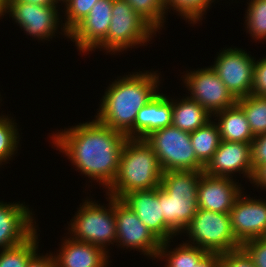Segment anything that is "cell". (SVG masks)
<instances>
[{"label":"cell","mask_w":266,"mask_h":267,"mask_svg":"<svg viewBox=\"0 0 266 267\" xmlns=\"http://www.w3.org/2000/svg\"><path fill=\"white\" fill-rule=\"evenodd\" d=\"M127 136L97 120L53 135V144L69 157L85 176L108 188L114 181Z\"/></svg>","instance_id":"obj_1"},{"label":"cell","mask_w":266,"mask_h":267,"mask_svg":"<svg viewBox=\"0 0 266 267\" xmlns=\"http://www.w3.org/2000/svg\"><path fill=\"white\" fill-rule=\"evenodd\" d=\"M148 73L137 72L115 80L105 91L96 120L134 138L138 111L157 95L159 75Z\"/></svg>","instance_id":"obj_2"},{"label":"cell","mask_w":266,"mask_h":267,"mask_svg":"<svg viewBox=\"0 0 266 267\" xmlns=\"http://www.w3.org/2000/svg\"><path fill=\"white\" fill-rule=\"evenodd\" d=\"M162 174L158 157L145 139L127 138L108 196L121 199L133 191L157 188Z\"/></svg>","instance_id":"obj_3"},{"label":"cell","mask_w":266,"mask_h":267,"mask_svg":"<svg viewBox=\"0 0 266 267\" xmlns=\"http://www.w3.org/2000/svg\"><path fill=\"white\" fill-rule=\"evenodd\" d=\"M203 171L169 170L163 172L159 202L166 226L175 234L184 231L198 210L197 189Z\"/></svg>","instance_id":"obj_4"},{"label":"cell","mask_w":266,"mask_h":267,"mask_svg":"<svg viewBox=\"0 0 266 267\" xmlns=\"http://www.w3.org/2000/svg\"><path fill=\"white\" fill-rule=\"evenodd\" d=\"M144 139L153 148L163 172L204 171L205 166L196 158L189 132L170 125L151 132Z\"/></svg>","instance_id":"obj_5"},{"label":"cell","mask_w":266,"mask_h":267,"mask_svg":"<svg viewBox=\"0 0 266 267\" xmlns=\"http://www.w3.org/2000/svg\"><path fill=\"white\" fill-rule=\"evenodd\" d=\"M184 230L189 233L193 246L208 253L222 254L241 248L231 227L230 214L198 209Z\"/></svg>","instance_id":"obj_6"},{"label":"cell","mask_w":266,"mask_h":267,"mask_svg":"<svg viewBox=\"0 0 266 267\" xmlns=\"http://www.w3.org/2000/svg\"><path fill=\"white\" fill-rule=\"evenodd\" d=\"M154 31L127 1L113 0L112 18L107 36L97 47H104L107 52H120L149 41Z\"/></svg>","instance_id":"obj_7"},{"label":"cell","mask_w":266,"mask_h":267,"mask_svg":"<svg viewBox=\"0 0 266 267\" xmlns=\"http://www.w3.org/2000/svg\"><path fill=\"white\" fill-rule=\"evenodd\" d=\"M109 200V209L92 201L83 203L70 224V233L74 234L72 239L96 245L103 250H106L107 243L116 242L114 198L109 197Z\"/></svg>","instance_id":"obj_8"},{"label":"cell","mask_w":266,"mask_h":267,"mask_svg":"<svg viewBox=\"0 0 266 267\" xmlns=\"http://www.w3.org/2000/svg\"><path fill=\"white\" fill-rule=\"evenodd\" d=\"M245 52L238 48L223 50L211 66L236 99L252 92L255 60Z\"/></svg>","instance_id":"obj_9"},{"label":"cell","mask_w":266,"mask_h":267,"mask_svg":"<svg viewBox=\"0 0 266 267\" xmlns=\"http://www.w3.org/2000/svg\"><path fill=\"white\" fill-rule=\"evenodd\" d=\"M184 78L185 86L191 93L189 98L198 102L211 115L232 107L237 102L211 66L187 73Z\"/></svg>","instance_id":"obj_10"},{"label":"cell","mask_w":266,"mask_h":267,"mask_svg":"<svg viewBox=\"0 0 266 267\" xmlns=\"http://www.w3.org/2000/svg\"><path fill=\"white\" fill-rule=\"evenodd\" d=\"M116 242L127 248L141 250L144 255L157 258L161 242L121 200L114 198Z\"/></svg>","instance_id":"obj_11"},{"label":"cell","mask_w":266,"mask_h":267,"mask_svg":"<svg viewBox=\"0 0 266 267\" xmlns=\"http://www.w3.org/2000/svg\"><path fill=\"white\" fill-rule=\"evenodd\" d=\"M242 193L230 210L231 227L237 242L266 237V201L246 197Z\"/></svg>","instance_id":"obj_12"},{"label":"cell","mask_w":266,"mask_h":267,"mask_svg":"<svg viewBox=\"0 0 266 267\" xmlns=\"http://www.w3.org/2000/svg\"><path fill=\"white\" fill-rule=\"evenodd\" d=\"M121 200L160 242L170 241L175 235L165 224L162 203L159 202V187L127 193Z\"/></svg>","instance_id":"obj_13"},{"label":"cell","mask_w":266,"mask_h":267,"mask_svg":"<svg viewBox=\"0 0 266 267\" xmlns=\"http://www.w3.org/2000/svg\"><path fill=\"white\" fill-rule=\"evenodd\" d=\"M245 173L251 181L253 176L251 143L221 140L211 160L204 167V173L214 177H229L234 172Z\"/></svg>","instance_id":"obj_14"},{"label":"cell","mask_w":266,"mask_h":267,"mask_svg":"<svg viewBox=\"0 0 266 267\" xmlns=\"http://www.w3.org/2000/svg\"><path fill=\"white\" fill-rule=\"evenodd\" d=\"M57 6L25 2H6V10L27 34L41 39L51 38L59 22Z\"/></svg>","instance_id":"obj_15"},{"label":"cell","mask_w":266,"mask_h":267,"mask_svg":"<svg viewBox=\"0 0 266 267\" xmlns=\"http://www.w3.org/2000/svg\"><path fill=\"white\" fill-rule=\"evenodd\" d=\"M229 177H214L204 172L197 189L198 209L229 214L237 197L243 193Z\"/></svg>","instance_id":"obj_16"},{"label":"cell","mask_w":266,"mask_h":267,"mask_svg":"<svg viewBox=\"0 0 266 267\" xmlns=\"http://www.w3.org/2000/svg\"><path fill=\"white\" fill-rule=\"evenodd\" d=\"M113 0H99L70 33L82 52L92 51L106 38L112 18Z\"/></svg>","instance_id":"obj_17"},{"label":"cell","mask_w":266,"mask_h":267,"mask_svg":"<svg viewBox=\"0 0 266 267\" xmlns=\"http://www.w3.org/2000/svg\"><path fill=\"white\" fill-rule=\"evenodd\" d=\"M33 220L27 206L0 202V247L6 249L28 239L37 230Z\"/></svg>","instance_id":"obj_18"},{"label":"cell","mask_w":266,"mask_h":267,"mask_svg":"<svg viewBox=\"0 0 266 267\" xmlns=\"http://www.w3.org/2000/svg\"><path fill=\"white\" fill-rule=\"evenodd\" d=\"M107 252L70 237L64 241L59 255H55L54 259L57 267H107Z\"/></svg>","instance_id":"obj_19"},{"label":"cell","mask_w":266,"mask_h":267,"mask_svg":"<svg viewBox=\"0 0 266 267\" xmlns=\"http://www.w3.org/2000/svg\"><path fill=\"white\" fill-rule=\"evenodd\" d=\"M170 125L172 101L159 93L138 111L134 123V138L144 139L151 132Z\"/></svg>","instance_id":"obj_20"},{"label":"cell","mask_w":266,"mask_h":267,"mask_svg":"<svg viewBox=\"0 0 266 267\" xmlns=\"http://www.w3.org/2000/svg\"><path fill=\"white\" fill-rule=\"evenodd\" d=\"M221 140L251 143L254 135L250 130L249 122L243 110L235 104L216 113Z\"/></svg>","instance_id":"obj_21"},{"label":"cell","mask_w":266,"mask_h":267,"mask_svg":"<svg viewBox=\"0 0 266 267\" xmlns=\"http://www.w3.org/2000/svg\"><path fill=\"white\" fill-rule=\"evenodd\" d=\"M186 98L178 103L172 100V125L191 133L204 126L212 116L198 102Z\"/></svg>","instance_id":"obj_22"},{"label":"cell","mask_w":266,"mask_h":267,"mask_svg":"<svg viewBox=\"0 0 266 267\" xmlns=\"http://www.w3.org/2000/svg\"><path fill=\"white\" fill-rule=\"evenodd\" d=\"M208 121L204 126L190 133V140L196 158L206 166L221 143L217 123Z\"/></svg>","instance_id":"obj_23"},{"label":"cell","mask_w":266,"mask_h":267,"mask_svg":"<svg viewBox=\"0 0 266 267\" xmlns=\"http://www.w3.org/2000/svg\"><path fill=\"white\" fill-rule=\"evenodd\" d=\"M170 241L161 242L158 258L167 257L166 267H195L207 254L208 252L192 246V244L184 243L180 244V247L173 249L174 251H168L167 247ZM167 253V254H166Z\"/></svg>","instance_id":"obj_24"},{"label":"cell","mask_w":266,"mask_h":267,"mask_svg":"<svg viewBox=\"0 0 266 267\" xmlns=\"http://www.w3.org/2000/svg\"><path fill=\"white\" fill-rule=\"evenodd\" d=\"M254 136L266 133V97L250 94L237 99Z\"/></svg>","instance_id":"obj_25"},{"label":"cell","mask_w":266,"mask_h":267,"mask_svg":"<svg viewBox=\"0 0 266 267\" xmlns=\"http://www.w3.org/2000/svg\"><path fill=\"white\" fill-rule=\"evenodd\" d=\"M35 231L22 243L2 249L0 253V267H26L28 261L36 254L38 249Z\"/></svg>","instance_id":"obj_26"},{"label":"cell","mask_w":266,"mask_h":267,"mask_svg":"<svg viewBox=\"0 0 266 267\" xmlns=\"http://www.w3.org/2000/svg\"><path fill=\"white\" fill-rule=\"evenodd\" d=\"M155 32L162 27L166 10L165 0H125Z\"/></svg>","instance_id":"obj_27"},{"label":"cell","mask_w":266,"mask_h":267,"mask_svg":"<svg viewBox=\"0 0 266 267\" xmlns=\"http://www.w3.org/2000/svg\"><path fill=\"white\" fill-rule=\"evenodd\" d=\"M247 10V28L255 39H266V0H251Z\"/></svg>","instance_id":"obj_28"},{"label":"cell","mask_w":266,"mask_h":267,"mask_svg":"<svg viewBox=\"0 0 266 267\" xmlns=\"http://www.w3.org/2000/svg\"><path fill=\"white\" fill-rule=\"evenodd\" d=\"M14 121L0 116V164L5 162L14 155L18 145V129H16ZM18 139V140H17Z\"/></svg>","instance_id":"obj_29"},{"label":"cell","mask_w":266,"mask_h":267,"mask_svg":"<svg viewBox=\"0 0 266 267\" xmlns=\"http://www.w3.org/2000/svg\"><path fill=\"white\" fill-rule=\"evenodd\" d=\"M214 1V0H213ZM212 0H165L166 10L172 7L183 16L186 20L194 24L202 18L203 12H206ZM170 6V7H168Z\"/></svg>","instance_id":"obj_30"},{"label":"cell","mask_w":266,"mask_h":267,"mask_svg":"<svg viewBox=\"0 0 266 267\" xmlns=\"http://www.w3.org/2000/svg\"><path fill=\"white\" fill-rule=\"evenodd\" d=\"M99 0H66V22L63 25L65 32L69 38V33L89 14L92 7Z\"/></svg>","instance_id":"obj_31"},{"label":"cell","mask_w":266,"mask_h":267,"mask_svg":"<svg viewBox=\"0 0 266 267\" xmlns=\"http://www.w3.org/2000/svg\"><path fill=\"white\" fill-rule=\"evenodd\" d=\"M220 267H255L252 258L241 247L220 254Z\"/></svg>","instance_id":"obj_32"},{"label":"cell","mask_w":266,"mask_h":267,"mask_svg":"<svg viewBox=\"0 0 266 267\" xmlns=\"http://www.w3.org/2000/svg\"><path fill=\"white\" fill-rule=\"evenodd\" d=\"M241 247L252 258L255 267H266V237L246 241Z\"/></svg>","instance_id":"obj_33"},{"label":"cell","mask_w":266,"mask_h":267,"mask_svg":"<svg viewBox=\"0 0 266 267\" xmlns=\"http://www.w3.org/2000/svg\"><path fill=\"white\" fill-rule=\"evenodd\" d=\"M251 94L266 97V57L255 62Z\"/></svg>","instance_id":"obj_34"},{"label":"cell","mask_w":266,"mask_h":267,"mask_svg":"<svg viewBox=\"0 0 266 267\" xmlns=\"http://www.w3.org/2000/svg\"><path fill=\"white\" fill-rule=\"evenodd\" d=\"M251 155L253 171L266 163V133L255 136L251 141Z\"/></svg>","instance_id":"obj_35"},{"label":"cell","mask_w":266,"mask_h":267,"mask_svg":"<svg viewBox=\"0 0 266 267\" xmlns=\"http://www.w3.org/2000/svg\"><path fill=\"white\" fill-rule=\"evenodd\" d=\"M26 267H57L54 257L50 254L38 255L37 253L28 261Z\"/></svg>","instance_id":"obj_36"},{"label":"cell","mask_w":266,"mask_h":267,"mask_svg":"<svg viewBox=\"0 0 266 267\" xmlns=\"http://www.w3.org/2000/svg\"><path fill=\"white\" fill-rule=\"evenodd\" d=\"M251 182L255 183L254 185H257V187L260 186V188L264 187L266 189V163L254 171Z\"/></svg>","instance_id":"obj_37"},{"label":"cell","mask_w":266,"mask_h":267,"mask_svg":"<svg viewBox=\"0 0 266 267\" xmlns=\"http://www.w3.org/2000/svg\"><path fill=\"white\" fill-rule=\"evenodd\" d=\"M195 267H220V254L208 253Z\"/></svg>","instance_id":"obj_38"},{"label":"cell","mask_w":266,"mask_h":267,"mask_svg":"<svg viewBox=\"0 0 266 267\" xmlns=\"http://www.w3.org/2000/svg\"><path fill=\"white\" fill-rule=\"evenodd\" d=\"M6 2H25L43 6H56L55 4L59 3L56 0H6Z\"/></svg>","instance_id":"obj_39"},{"label":"cell","mask_w":266,"mask_h":267,"mask_svg":"<svg viewBox=\"0 0 266 267\" xmlns=\"http://www.w3.org/2000/svg\"><path fill=\"white\" fill-rule=\"evenodd\" d=\"M6 11V0H0V17L5 15L4 13H7Z\"/></svg>","instance_id":"obj_40"}]
</instances>
